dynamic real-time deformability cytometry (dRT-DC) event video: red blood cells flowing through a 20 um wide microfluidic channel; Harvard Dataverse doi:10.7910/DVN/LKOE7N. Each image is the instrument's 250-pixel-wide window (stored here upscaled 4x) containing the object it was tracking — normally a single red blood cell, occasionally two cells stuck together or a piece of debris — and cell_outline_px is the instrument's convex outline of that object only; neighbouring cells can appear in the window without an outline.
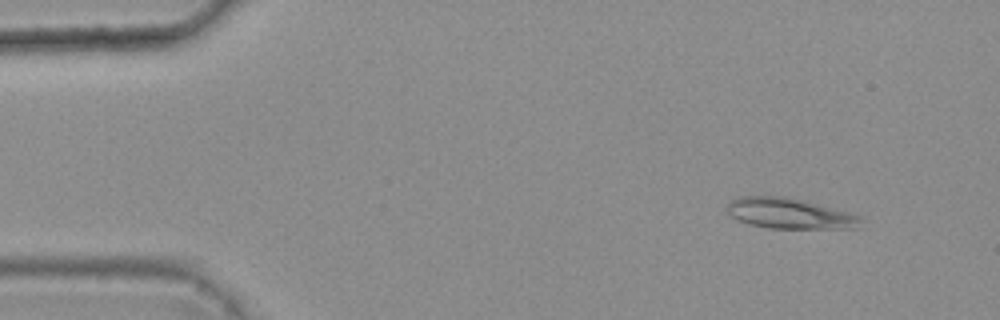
{"species": "common noctule bat (a hibernating species)", "species_latin": "Nyctalus noctula", "temperature_condition": "warm", "stored_images_in_passage": 9, "camera_frame_rate_fps": 3000, "um_per_image_px": 0.085, "animal": {"sex": "female", "body_mass_g": 25.1}, "frame": {"image": 1, "passage_image": 1, "time_ms": 0.0, "image_size_px": [1000, 320], "cell_outline_px": [[864, 220], [860, 228], [768, 228], [748, 224], [728, 216], [724, 208], [728, 200], [740, 196], [780, 196], [860, 216]], "centroid_in_image_um": [66.98, 18.16], "position_along_channel_um": 18.0, "area_um2": 23.52}}
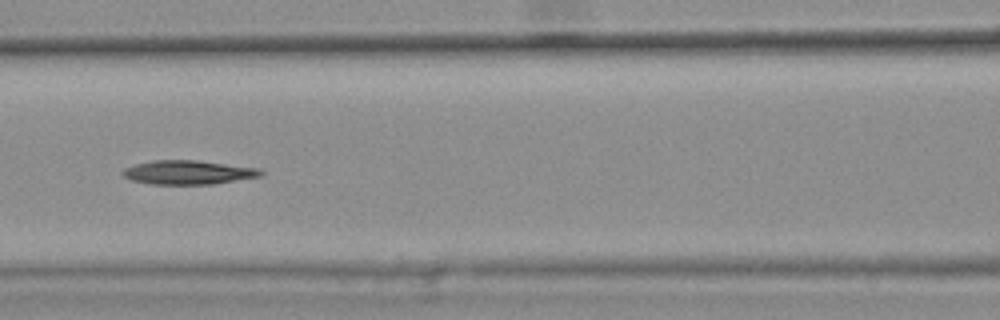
{"frame": {"image": 2, "passage_image": 6, "time_ms": 1.667, "image_size_px": [1000, 320], "cell_outline_px": [[264, 172], [260, 176], [216, 184], [152, 184], [132, 180], [124, 176], [120, 172], [124, 168], [136, 164], [152, 160], [196, 160], [260, 168]], "centroid_in_image_um": [16.0, 14.65], "position_along_channel_um": 150.6, "area_um2": 19.31}}
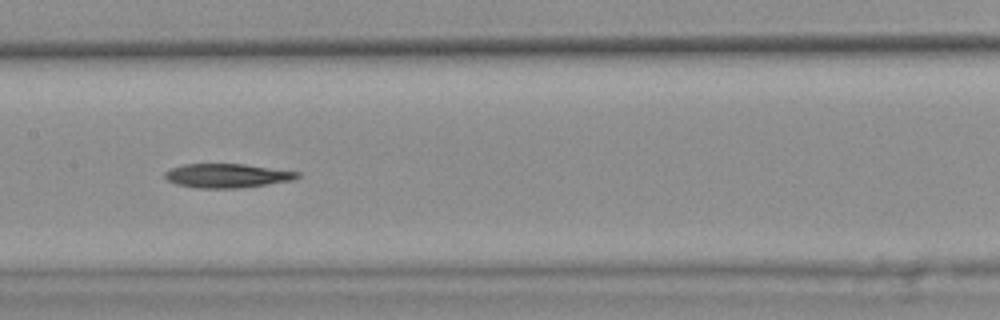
{"frame": {"image": 3, "passage_image": 7, "time_ms": 2.0, "image_size_px": [1000, 320], "cell_outline_px": [[300, 176], [292, 180], [236, 188], [196, 188], [176, 184], [168, 180], [164, 176], [164, 172], [172, 168], [184, 164], [244, 164], [300, 172]], "centroid_in_image_um": [19.27, 14.93], "position_along_channel_um": 188.1, "area_um2": 18.32}}